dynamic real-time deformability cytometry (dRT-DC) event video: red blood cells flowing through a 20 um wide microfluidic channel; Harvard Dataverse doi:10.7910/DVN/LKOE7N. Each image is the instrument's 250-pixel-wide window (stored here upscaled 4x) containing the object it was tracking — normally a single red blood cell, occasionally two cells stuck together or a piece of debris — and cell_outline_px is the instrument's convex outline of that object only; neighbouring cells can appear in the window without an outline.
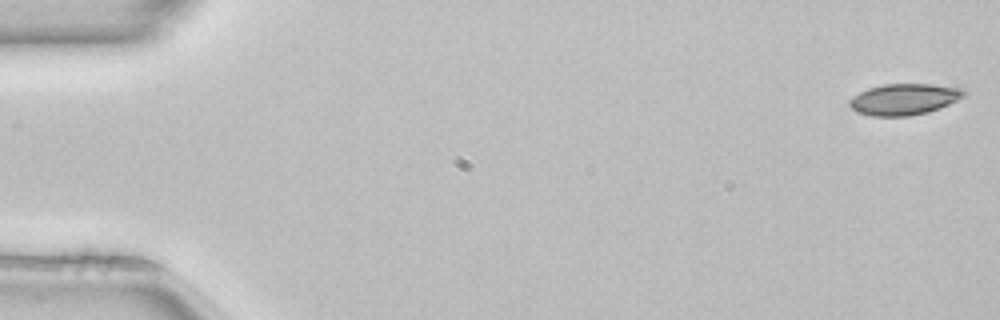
{"species": "common noctule bat (a hibernating species)", "species_latin": "Nyctalus noctula", "temperature_condition": "room temperature", "stored_images_in_passage": 51, "camera_frame_rate_fps": 3000, "um_per_image_px": 0.085, "animal": {"sex": "female", "body_mass_g": 22.7, "forearm_length_mm": 54.2}, "frame": {"image": 1, "passage_image": 1, "time_ms": 0.0, "image_size_px": [1000, 320], "cell_outline_px": [[968, 92], [964, 96], [940, 108], [928, 112], [908, 116], [872, 116], [860, 112], [852, 108], [848, 104], [848, 100], [852, 96], [868, 88], [884, 84], [932, 84], [964, 88]], "centroid_in_image_um": [76.87, 8.43], "position_along_channel_um": 8.1, "area_um2": 20.87}}
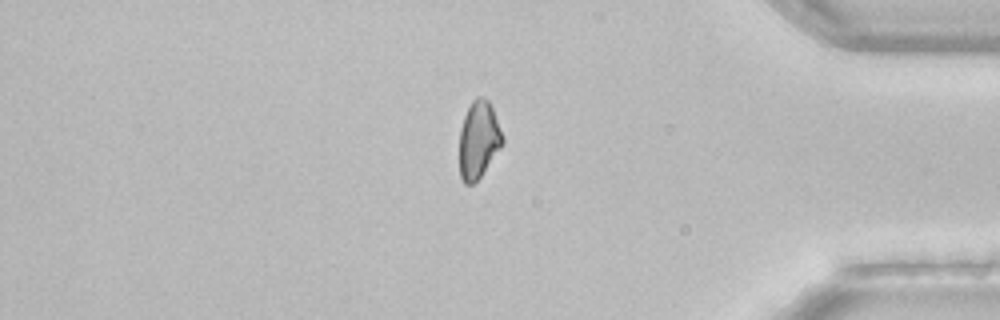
{"frame": {"image": 2, "passage_image": 43, "time_ms": 14.0, "image_size_px": [1000, 320], "cell_outline_px": [[504, 144], [480, 176], [472, 184], [464, 184], [460, 176], [460, 128], [464, 116], [472, 100], [476, 96], [484, 96], [488, 100], [492, 108], [504, 136]], "centroid_in_image_um": [40.69, 11.86], "position_along_channel_um": 394.5, "area_um2": 19.42}}
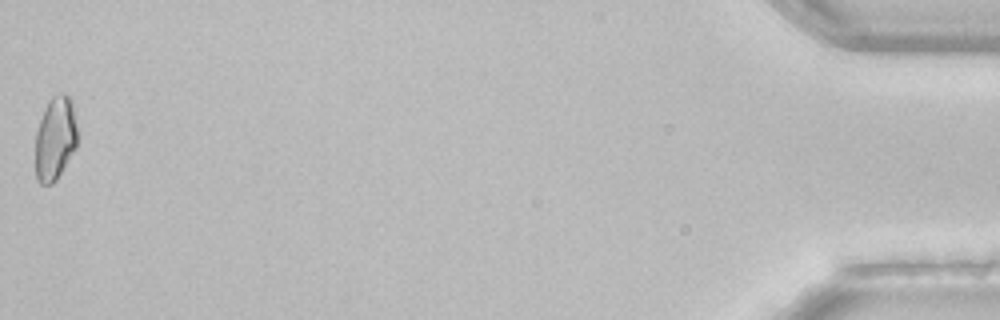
{"frame": {"image": 3, "passage_image": 51, "time_ms": 16.667, "image_size_px": [1000, 320], "cell_outline_px": [[76, 148], [56, 180], [52, 184], [40, 184], [36, 180], [36, 132], [44, 108], [52, 96], [60, 92], [64, 92], [72, 100], [76, 128]], "centroid_in_image_um": [4.68, 11.76], "position_along_channel_um": 430.5, "area_um2": 20.4}}